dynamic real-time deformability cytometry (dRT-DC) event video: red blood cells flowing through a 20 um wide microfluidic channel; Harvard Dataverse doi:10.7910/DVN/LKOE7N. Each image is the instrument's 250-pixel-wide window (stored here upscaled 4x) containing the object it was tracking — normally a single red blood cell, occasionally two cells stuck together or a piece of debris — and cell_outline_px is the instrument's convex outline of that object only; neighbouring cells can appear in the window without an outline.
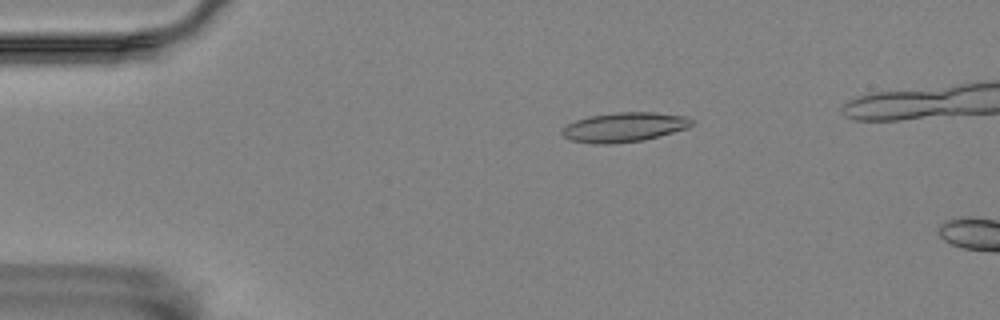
{"species": "Egyptian fruit bat (a non-hibernating species)", "species_latin": "Rousettus aegyptiacus", "temperature_condition": "room temperature", "stored_images_in_passage": 15, "camera_frame_rate_fps": 3000, "um_per_image_px": 0.085, "animal": {"sex": "female"}, "frame": {"image": 1, "passage_image": 11, "time_ms": 3.333, "image_size_px": [1000, 320], "cell_outline_px": [[696, 124], [688, 128], [660, 136], [644, 140], [616, 144], [592, 144], [572, 140], [564, 136], [560, 132], [568, 124], [576, 120], [588, 116], [616, 112], [656, 112], [688, 116]], "centroid_in_image_um": [53.11, 10.81], "position_along_channel_um": 31.9, "area_um2": 22.6}}